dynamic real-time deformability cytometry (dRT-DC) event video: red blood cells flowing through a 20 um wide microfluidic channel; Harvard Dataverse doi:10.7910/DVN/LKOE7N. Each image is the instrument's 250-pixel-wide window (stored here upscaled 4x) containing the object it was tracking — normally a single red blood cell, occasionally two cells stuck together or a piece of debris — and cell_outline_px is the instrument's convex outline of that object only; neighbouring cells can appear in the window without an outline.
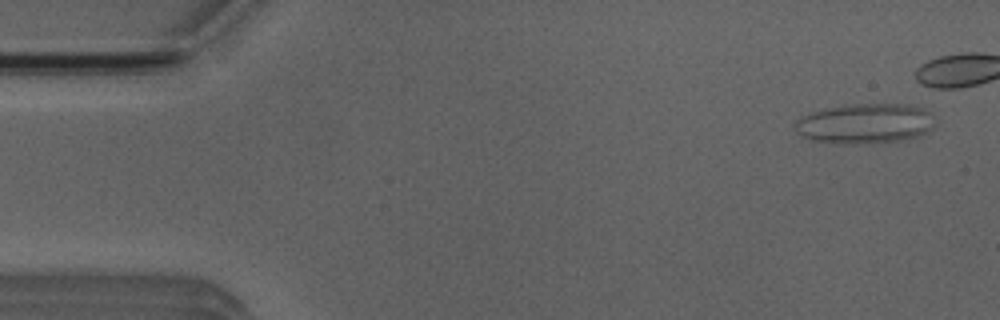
{"species": "Egyptian fruit bat (a non-hibernating species)", "species_latin": "Rousettus aegyptiacus", "temperature_condition": "room temperature", "stored_images_in_passage": 5, "camera_frame_rate_fps": 3000, "um_per_image_px": 0.085, "animal": {"sex": "male"}, "frame": {"image": 1, "passage_image": 1, "time_ms": 0.0, "image_size_px": [1000, 320], "cell_outline_px": [[932, 128], [928, 132], [920, 136], [908, 140], [848, 144], [844, 144], [812, 140], [800, 136], [796, 132], [796, 120], [800, 116], [812, 112], [844, 104], [912, 104], [924, 108], [932, 116]], "centroid_in_image_um": [73.53, 10.5], "position_along_channel_um": 11.5, "area_um2": 32.83}}